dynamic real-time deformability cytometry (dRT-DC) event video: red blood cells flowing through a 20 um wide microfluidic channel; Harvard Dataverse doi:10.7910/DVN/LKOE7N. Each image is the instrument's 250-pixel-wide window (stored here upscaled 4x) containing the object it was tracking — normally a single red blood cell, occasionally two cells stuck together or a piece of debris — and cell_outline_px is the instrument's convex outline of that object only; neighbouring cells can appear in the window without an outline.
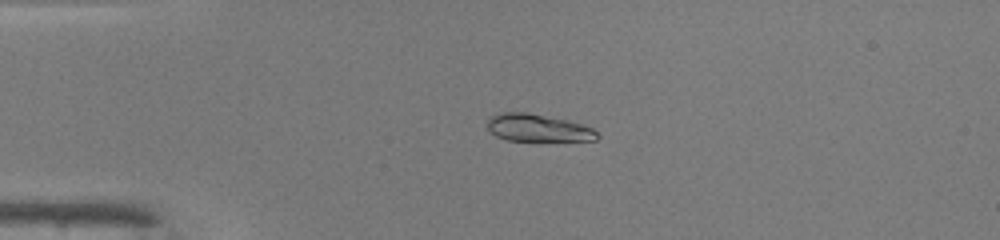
{"species": "common noctule bat (a hibernating species)", "species_latin": "Nyctalus noctula", "temperature_condition": "warm", "stored_images_in_passage": 42, "camera_frame_rate_fps": 3000, "um_per_image_px": 0.085, "animal": {"sex": "male", "body_mass_g": 19.0, "forearm_length_mm": 50.8}, "frame": {"image": 1, "passage_image": 5, "time_ms": 1.333, "image_size_px": [1000, 240], "cell_outline_px": [[600, 136], [596, 140], [508, 140], [496, 136], [488, 132], [488, 120], [492, 116], [500, 112], [528, 112], [568, 120], [592, 128]], "centroid_in_image_um": [45.69, 10.86], "position_along_channel_um": 39.3, "area_um2": 17.4}}
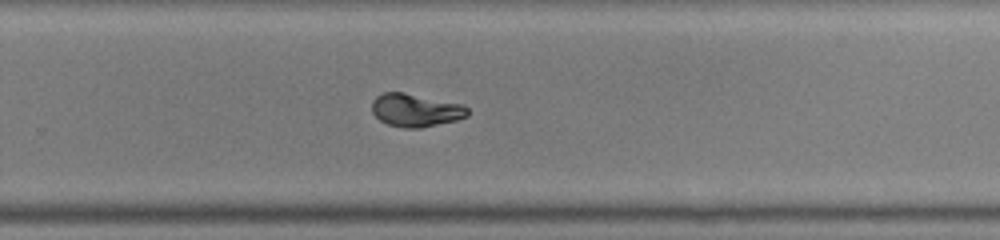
{"frame": {"image": 2, "passage_image": 26, "time_ms": 8.333, "image_size_px": [1000, 240], "cell_outline_px": [[468, 116], [456, 120], [420, 128], [404, 128], [388, 124], [380, 120], [372, 112], [372, 100], [376, 96], [384, 92], [404, 92], [464, 104], [468, 108]], "centroid_in_image_um": [35.33, 9.35], "position_along_channel_um": 294.5, "area_um2": 18.5}}
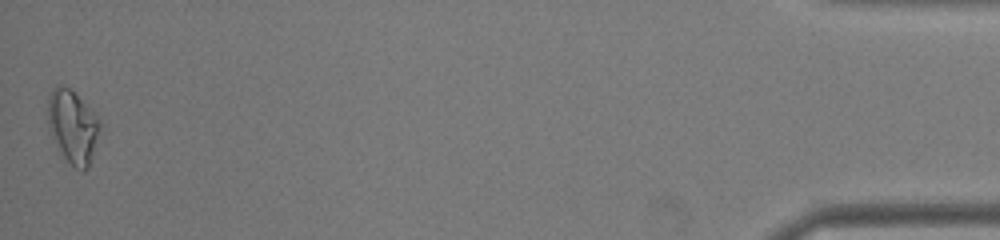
{"frame": {"image": 3, "passage_image": 42, "time_ms": 13.667, "image_size_px": [1000, 240], "cell_outline_px": [[100, 128], [88, 168], [84, 172], [76, 168], [64, 156], [52, 136], [48, 128], [48, 96], [52, 88], [56, 84], [64, 84], [100, 120]], "centroid_in_image_um": [6.15, 10.74], "position_along_channel_um": 429.0, "area_um2": 21.56}, "authors_computed_cell_mechanics": {"area_um2": 18.207, "velocity_mm_per_s": 4.1578, "shape_relaxation_time_tau1_ms": 4.2566, "shape_relaxation_time_tau2_ms": null, "deformation_change_tau1": 0.2343, "deformation_change_tau2": null}}